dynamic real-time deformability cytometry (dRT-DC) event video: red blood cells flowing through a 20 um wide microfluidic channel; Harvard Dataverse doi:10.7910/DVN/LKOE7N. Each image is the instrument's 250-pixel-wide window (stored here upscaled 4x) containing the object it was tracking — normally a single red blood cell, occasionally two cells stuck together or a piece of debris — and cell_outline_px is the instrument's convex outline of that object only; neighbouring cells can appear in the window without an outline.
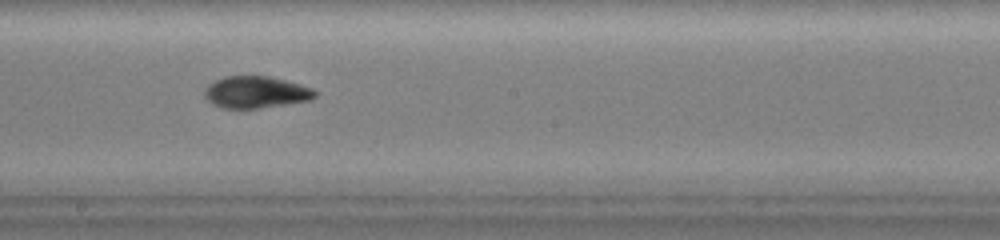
{"species": "common noctule bat (a hibernating species)", "species_latin": "Nyctalus noctula", "temperature_condition": "warm", "stored_images_in_passage": 30, "camera_frame_rate_fps": 3000, "um_per_image_px": 0.085, "animal": {"sex": "female", "body_mass_g": 19.0, "forearm_length_mm": 51.5}, "frame": {"image": 1, "passage_image": 25, "time_ms": 8.0, "image_size_px": [1000, 240], "cell_outline_px": [[316, 96], [312, 100], [256, 108], [220, 108], [212, 104], [204, 96], [204, 88], [208, 84], [224, 76], [268, 76], [300, 84], [312, 88], [316, 92]], "centroid_in_image_um": [21.72, 7.83], "position_along_channel_um": 226.5, "area_um2": 20.46}}